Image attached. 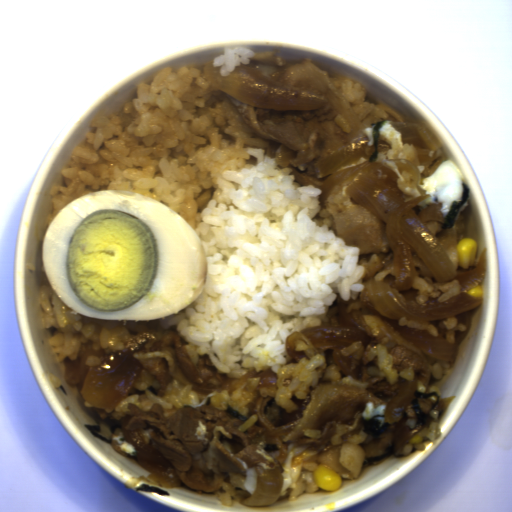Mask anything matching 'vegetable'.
Listing matches in <instances>:
<instances>
[{"label": "vegetable", "mask_w": 512, "mask_h": 512, "mask_svg": "<svg viewBox=\"0 0 512 512\" xmlns=\"http://www.w3.org/2000/svg\"><path fill=\"white\" fill-rule=\"evenodd\" d=\"M462 185H463L462 196L459 201L453 200L448 214L446 215V217H444L445 222L443 224L442 230L443 229H451L452 227L455 226L456 218H457L462 206L465 205V203L470 195V188L468 186H466L463 182H462Z\"/></svg>", "instance_id": "1"}, {"label": "vegetable", "mask_w": 512, "mask_h": 512, "mask_svg": "<svg viewBox=\"0 0 512 512\" xmlns=\"http://www.w3.org/2000/svg\"><path fill=\"white\" fill-rule=\"evenodd\" d=\"M385 121L375 122V124H374L373 130H372L373 153L367 160L369 163L375 162V160L377 158L378 148H379V139H380V128L384 125Z\"/></svg>", "instance_id": "2"}]
</instances>
